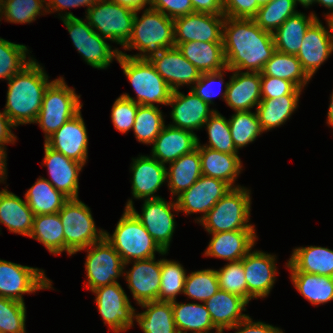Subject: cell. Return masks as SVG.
<instances>
[{
	"mask_svg": "<svg viewBox=\"0 0 333 333\" xmlns=\"http://www.w3.org/2000/svg\"><path fill=\"white\" fill-rule=\"evenodd\" d=\"M117 61L134 87L137 100L126 93L122 94V97L139 105L155 106L154 103L168 104L173 90L157 73L149 60H139L120 54Z\"/></svg>",
	"mask_w": 333,
	"mask_h": 333,
	"instance_id": "cell-5",
	"label": "cell"
},
{
	"mask_svg": "<svg viewBox=\"0 0 333 333\" xmlns=\"http://www.w3.org/2000/svg\"><path fill=\"white\" fill-rule=\"evenodd\" d=\"M79 98L74 89L66 85L63 77L51 81L35 122L44 131L45 140L80 112L82 104Z\"/></svg>",
	"mask_w": 333,
	"mask_h": 333,
	"instance_id": "cell-7",
	"label": "cell"
},
{
	"mask_svg": "<svg viewBox=\"0 0 333 333\" xmlns=\"http://www.w3.org/2000/svg\"><path fill=\"white\" fill-rule=\"evenodd\" d=\"M172 310L178 333H187L189 330L193 333H209L212 329H216V333H221L214 326L205 304H179L173 301Z\"/></svg>",
	"mask_w": 333,
	"mask_h": 333,
	"instance_id": "cell-35",
	"label": "cell"
},
{
	"mask_svg": "<svg viewBox=\"0 0 333 333\" xmlns=\"http://www.w3.org/2000/svg\"><path fill=\"white\" fill-rule=\"evenodd\" d=\"M224 15L194 12L173 20L175 43H223Z\"/></svg>",
	"mask_w": 333,
	"mask_h": 333,
	"instance_id": "cell-15",
	"label": "cell"
},
{
	"mask_svg": "<svg viewBox=\"0 0 333 333\" xmlns=\"http://www.w3.org/2000/svg\"><path fill=\"white\" fill-rule=\"evenodd\" d=\"M225 181L202 175L190 188L177 196L179 211L186 214L203 212L200 222L212 207L231 189Z\"/></svg>",
	"mask_w": 333,
	"mask_h": 333,
	"instance_id": "cell-16",
	"label": "cell"
},
{
	"mask_svg": "<svg viewBox=\"0 0 333 333\" xmlns=\"http://www.w3.org/2000/svg\"><path fill=\"white\" fill-rule=\"evenodd\" d=\"M25 303L0 296V333H26Z\"/></svg>",
	"mask_w": 333,
	"mask_h": 333,
	"instance_id": "cell-50",
	"label": "cell"
},
{
	"mask_svg": "<svg viewBox=\"0 0 333 333\" xmlns=\"http://www.w3.org/2000/svg\"><path fill=\"white\" fill-rule=\"evenodd\" d=\"M235 328L238 329V332L236 333H283L282 330L277 327H273L272 325H268L263 322H253L249 316H247L243 321L238 322L231 329Z\"/></svg>",
	"mask_w": 333,
	"mask_h": 333,
	"instance_id": "cell-57",
	"label": "cell"
},
{
	"mask_svg": "<svg viewBox=\"0 0 333 333\" xmlns=\"http://www.w3.org/2000/svg\"><path fill=\"white\" fill-rule=\"evenodd\" d=\"M291 280L298 292L313 305L333 300V277L291 272Z\"/></svg>",
	"mask_w": 333,
	"mask_h": 333,
	"instance_id": "cell-41",
	"label": "cell"
},
{
	"mask_svg": "<svg viewBox=\"0 0 333 333\" xmlns=\"http://www.w3.org/2000/svg\"><path fill=\"white\" fill-rule=\"evenodd\" d=\"M255 230H234L212 233L205 256L222 258L230 262L240 261L255 244Z\"/></svg>",
	"mask_w": 333,
	"mask_h": 333,
	"instance_id": "cell-26",
	"label": "cell"
},
{
	"mask_svg": "<svg viewBox=\"0 0 333 333\" xmlns=\"http://www.w3.org/2000/svg\"><path fill=\"white\" fill-rule=\"evenodd\" d=\"M175 46L201 73L227 70L223 43L191 41Z\"/></svg>",
	"mask_w": 333,
	"mask_h": 333,
	"instance_id": "cell-29",
	"label": "cell"
},
{
	"mask_svg": "<svg viewBox=\"0 0 333 333\" xmlns=\"http://www.w3.org/2000/svg\"><path fill=\"white\" fill-rule=\"evenodd\" d=\"M315 2H318L319 4L324 5L325 7H327L328 9H330L332 11V13L330 15H327V19L333 15V0H315Z\"/></svg>",
	"mask_w": 333,
	"mask_h": 333,
	"instance_id": "cell-64",
	"label": "cell"
},
{
	"mask_svg": "<svg viewBox=\"0 0 333 333\" xmlns=\"http://www.w3.org/2000/svg\"><path fill=\"white\" fill-rule=\"evenodd\" d=\"M61 16L73 44L83 56L87 64L97 69H105L110 65L113 58L118 59L120 51L112 50L96 31L87 23L77 18L71 12Z\"/></svg>",
	"mask_w": 333,
	"mask_h": 333,
	"instance_id": "cell-10",
	"label": "cell"
},
{
	"mask_svg": "<svg viewBox=\"0 0 333 333\" xmlns=\"http://www.w3.org/2000/svg\"><path fill=\"white\" fill-rule=\"evenodd\" d=\"M270 1H271V0H253V2H257V5H258L259 7L266 5V4L269 3Z\"/></svg>",
	"mask_w": 333,
	"mask_h": 333,
	"instance_id": "cell-66",
	"label": "cell"
},
{
	"mask_svg": "<svg viewBox=\"0 0 333 333\" xmlns=\"http://www.w3.org/2000/svg\"><path fill=\"white\" fill-rule=\"evenodd\" d=\"M164 126L162 112L157 106H138L133 130L139 142L153 144Z\"/></svg>",
	"mask_w": 333,
	"mask_h": 333,
	"instance_id": "cell-42",
	"label": "cell"
},
{
	"mask_svg": "<svg viewBox=\"0 0 333 333\" xmlns=\"http://www.w3.org/2000/svg\"><path fill=\"white\" fill-rule=\"evenodd\" d=\"M167 105L173 107L171 117L175 125L171 124L170 126L191 132L194 129L202 128L208 118L215 112V110H209V104L192 90L186 96L178 90L173 91Z\"/></svg>",
	"mask_w": 333,
	"mask_h": 333,
	"instance_id": "cell-20",
	"label": "cell"
},
{
	"mask_svg": "<svg viewBox=\"0 0 333 333\" xmlns=\"http://www.w3.org/2000/svg\"><path fill=\"white\" fill-rule=\"evenodd\" d=\"M58 213L64 229V251L69 255L104 238L105 231L97 232L90 208L78 198H69Z\"/></svg>",
	"mask_w": 333,
	"mask_h": 333,
	"instance_id": "cell-8",
	"label": "cell"
},
{
	"mask_svg": "<svg viewBox=\"0 0 333 333\" xmlns=\"http://www.w3.org/2000/svg\"><path fill=\"white\" fill-rule=\"evenodd\" d=\"M34 216L26 201L6 189L0 191V223L10 232L29 237Z\"/></svg>",
	"mask_w": 333,
	"mask_h": 333,
	"instance_id": "cell-30",
	"label": "cell"
},
{
	"mask_svg": "<svg viewBox=\"0 0 333 333\" xmlns=\"http://www.w3.org/2000/svg\"><path fill=\"white\" fill-rule=\"evenodd\" d=\"M316 19L317 17L313 13L309 17L299 12L290 16L273 33L276 51L296 56L306 30Z\"/></svg>",
	"mask_w": 333,
	"mask_h": 333,
	"instance_id": "cell-34",
	"label": "cell"
},
{
	"mask_svg": "<svg viewBox=\"0 0 333 333\" xmlns=\"http://www.w3.org/2000/svg\"><path fill=\"white\" fill-rule=\"evenodd\" d=\"M45 156L43 163L48 167L51 181L58 191L68 198H78V176L82 163L64 156L44 144Z\"/></svg>",
	"mask_w": 333,
	"mask_h": 333,
	"instance_id": "cell-24",
	"label": "cell"
},
{
	"mask_svg": "<svg viewBox=\"0 0 333 333\" xmlns=\"http://www.w3.org/2000/svg\"><path fill=\"white\" fill-rule=\"evenodd\" d=\"M186 276L185 270L181 264L162 259L158 301H176V295L184 292Z\"/></svg>",
	"mask_w": 333,
	"mask_h": 333,
	"instance_id": "cell-45",
	"label": "cell"
},
{
	"mask_svg": "<svg viewBox=\"0 0 333 333\" xmlns=\"http://www.w3.org/2000/svg\"><path fill=\"white\" fill-rule=\"evenodd\" d=\"M223 48L227 69L261 72L276 51L273 33L262 30L254 19L225 17Z\"/></svg>",
	"mask_w": 333,
	"mask_h": 333,
	"instance_id": "cell-1",
	"label": "cell"
},
{
	"mask_svg": "<svg viewBox=\"0 0 333 333\" xmlns=\"http://www.w3.org/2000/svg\"><path fill=\"white\" fill-rule=\"evenodd\" d=\"M95 301L104 324L115 333L126 331L133 325L135 309L118 282L94 289Z\"/></svg>",
	"mask_w": 333,
	"mask_h": 333,
	"instance_id": "cell-14",
	"label": "cell"
},
{
	"mask_svg": "<svg viewBox=\"0 0 333 333\" xmlns=\"http://www.w3.org/2000/svg\"><path fill=\"white\" fill-rule=\"evenodd\" d=\"M27 50L25 45L0 38V79L10 80L32 62V58L26 61Z\"/></svg>",
	"mask_w": 333,
	"mask_h": 333,
	"instance_id": "cell-48",
	"label": "cell"
},
{
	"mask_svg": "<svg viewBox=\"0 0 333 333\" xmlns=\"http://www.w3.org/2000/svg\"><path fill=\"white\" fill-rule=\"evenodd\" d=\"M133 262L132 269L126 272V279L137 304L158 301L162 260L155 262L154 257Z\"/></svg>",
	"mask_w": 333,
	"mask_h": 333,
	"instance_id": "cell-21",
	"label": "cell"
},
{
	"mask_svg": "<svg viewBox=\"0 0 333 333\" xmlns=\"http://www.w3.org/2000/svg\"><path fill=\"white\" fill-rule=\"evenodd\" d=\"M250 195L244 187L231 188L199 222L212 233L234 230H255L250 219Z\"/></svg>",
	"mask_w": 333,
	"mask_h": 333,
	"instance_id": "cell-6",
	"label": "cell"
},
{
	"mask_svg": "<svg viewBox=\"0 0 333 333\" xmlns=\"http://www.w3.org/2000/svg\"><path fill=\"white\" fill-rule=\"evenodd\" d=\"M45 0H0L1 14L10 23H31L40 14Z\"/></svg>",
	"mask_w": 333,
	"mask_h": 333,
	"instance_id": "cell-49",
	"label": "cell"
},
{
	"mask_svg": "<svg viewBox=\"0 0 333 333\" xmlns=\"http://www.w3.org/2000/svg\"><path fill=\"white\" fill-rule=\"evenodd\" d=\"M15 126L9 117L3 112L0 113V145L12 143L16 140V136L11 133V127Z\"/></svg>",
	"mask_w": 333,
	"mask_h": 333,
	"instance_id": "cell-60",
	"label": "cell"
},
{
	"mask_svg": "<svg viewBox=\"0 0 333 333\" xmlns=\"http://www.w3.org/2000/svg\"><path fill=\"white\" fill-rule=\"evenodd\" d=\"M260 7L253 0H224L223 15L231 18L253 19Z\"/></svg>",
	"mask_w": 333,
	"mask_h": 333,
	"instance_id": "cell-55",
	"label": "cell"
},
{
	"mask_svg": "<svg viewBox=\"0 0 333 333\" xmlns=\"http://www.w3.org/2000/svg\"><path fill=\"white\" fill-rule=\"evenodd\" d=\"M291 272L333 277V250L325 247H299L286 265Z\"/></svg>",
	"mask_w": 333,
	"mask_h": 333,
	"instance_id": "cell-31",
	"label": "cell"
},
{
	"mask_svg": "<svg viewBox=\"0 0 333 333\" xmlns=\"http://www.w3.org/2000/svg\"><path fill=\"white\" fill-rule=\"evenodd\" d=\"M197 144L198 137L195 133L170 125L164 126L153 142L152 157L164 165L170 164L182 155L191 153Z\"/></svg>",
	"mask_w": 333,
	"mask_h": 333,
	"instance_id": "cell-25",
	"label": "cell"
},
{
	"mask_svg": "<svg viewBox=\"0 0 333 333\" xmlns=\"http://www.w3.org/2000/svg\"><path fill=\"white\" fill-rule=\"evenodd\" d=\"M328 119H327V123L333 127V92H332V95H331V103H330V106H329V110H328Z\"/></svg>",
	"mask_w": 333,
	"mask_h": 333,
	"instance_id": "cell-63",
	"label": "cell"
},
{
	"mask_svg": "<svg viewBox=\"0 0 333 333\" xmlns=\"http://www.w3.org/2000/svg\"><path fill=\"white\" fill-rule=\"evenodd\" d=\"M201 176L199 143L195 150L182 155L170 163L169 170H166V178H169L168 186L173 195H180L183 191L190 188Z\"/></svg>",
	"mask_w": 333,
	"mask_h": 333,
	"instance_id": "cell-33",
	"label": "cell"
},
{
	"mask_svg": "<svg viewBox=\"0 0 333 333\" xmlns=\"http://www.w3.org/2000/svg\"><path fill=\"white\" fill-rule=\"evenodd\" d=\"M219 290L216 270L205 269L192 272L185 278L184 294L190 298L206 302Z\"/></svg>",
	"mask_w": 333,
	"mask_h": 333,
	"instance_id": "cell-46",
	"label": "cell"
},
{
	"mask_svg": "<svg viewBox=\"0 0 333 333\" xmlns=\"http://www.w3.org/2000/svg\"><path fill=\"white\" fill-rule=\"evenodd\" d=\"M326 20L330 32L317 18L306 30L303 42L296 55L303 70L310 78L333 52L332 29L329 20Z\"/></svg>",
	"mask_w": 333,
	"mask_h": 333,
	"instance_id": "cell-17",
	"label": "cell"
},
{
	"mask_svg": "<svg viewBox=\"0 0 333 333\" xmlns=\"http://www.w3.org/2000/svg\"><path fill=\"white\" fill-rule=\"evenodd\" d=\"M260 75L291 81L300 89L310 80L297 56L278 51H275L272 57L265 63Z\"/></svg>",
	"mask_w": 333,
	"mask_h": 333,
	"instance_id": "cell-39",
	"label": "cell"
},
{
	"mask_svg": "<svg viewBox=\"0 0 333 333\" xmlns=\"http://www.w3.org/2000/svg\"><path fill=\"white\" fill-rule=\"evenodd\" d=\"M137 13L138 11L133 20L131 37L123 47L125 50L134 48L145 54L131 56L120 51L121 55L148 60L163 49L175 46L173 19L150 7L146 8L140 19ZM146 52H149V55Z\"/></svg>",
	"mask_w": 333,
	"mask_h": 333,
	"instance_id": "cell-3",
	"label": "cell"
},
{
	"mask_svg": "<svg viewBox=\"0 0 333 333\" xmlns=\"http://www.w3.org/2000/svg\"><path fill=\"white\" fill-rule=\"evenodd\" d=\"M228 120L234 146L243 148L253 142L263 132L257 113L251 111L235 112Z\"/></svg>",
	"mask_w": 333,
	"mask_h": 333,
	"instance_id": "cell-44",
	"label": "cell"
},
{
	"mask_svg": "<svg viewBox=\"0 0 333 333\" xmlns=\"http://www.w3.org/2000/svg\"><path fill=\"white\" fill-rule=\"evenodd\" d=\"M131 169L133 171V179L131 181L133 196L136 199L147 197V199L160 198L153 194L167 179V168L165 165L153 157L141 155L139 158L133 159Z\"/></svg>",
	"mask_w": 333,
	"mask_h": 333,
	"instance_id": "cell-27",
	"label": "cell"
},
{
	"mask_svg": "<svg viewBox=\"0 0 333 333\" xmlns=\"http://www.w3.org/2000/svg\"><path fill=\"white\" fill-rule=\"evenodd\" d=\"M294 1H295V4H297L296 2H299V3H301V5H303L306 8L315 2V0H294Z\"/></svg>",
	"mask_w": 333,
	"mask_h": 333,
	"instance_id": "cell-65",
	"label": "cell"
},
{
	"mask_svg": "<svg viewBox=\"0 0 333 333\" xmlns=\"http://www.w3.org/2000/svg\"><path fill=\"white\" fill-rule=\"evenodd\" d=\"M4 145H0V182L3 181L6 174V151H4Z\"/></svg>",
	"mask_w": 333,
	"mask_h": 333,
	"instance_id": "cell-62",
	"label": "cell"
},
{
	"mask_svg": "<svg viewBox=\"0 0 333 333\" xmlns=\"http://www.w3.org/2000/svg\"><path fill=\"white\" fill-rule=\"evenodd\" d=\"M219 289L236 294L248 302L247 282L243 267V258L240 261L230 262L219 271L216 270Z\"/></svg>",
	"mask_w": 333,
	"mask_h": 333,
	"instance_id": "cell-51",
	"label": "cell"
},
{
	"mask_svg": "<svg viewBox=\"0 0 333 333\" xmlns=\"http://www.w3.org/2000/svg\"><path fill=\"white\" fill-rule=\"evenodd\" d=\"M50 83L35 60L8 80L4 113L15 126L36 122L45 90Z\"/></svg>",
	"mask_w": 333,
	"mask_h": 333,
	"instance_id": "cell-2",
	"label": "cell"
},
{
	"mask_svg": "<svg viewBox=\"0 0 333 333\" xmlns=\"http://www.w3.org/2000/svg\"><path fill=\"white\" fill-rule=\"evenodd\" d=\"M44 271L0 259V296L24 303L22 294L50 289Z\"/></svg>",
	"mask_w": 333,
	"mask_h": 333,
	"instance_id": "cell-12",
	"label": "cell"
},
{
	"mask_svg": "<svg viewBox=\"0 0 333 333\" xmlns=\"http://www.w3.org/2000/svg\"><path fill=\"white\" fill-rule=\"evenodd\" d=\"M98 0H48L49 3H46V9H48L45 12L48 13L52 12V10L54 9L55 11H60V10H64L66 8H70V7H79V6H87V10L92 7ZM51 7V11L49 10V8Z\"/></svg>",
	"mask_w": 333,
	"mask_h": 333,
	"instance_id": "cell-59",
	"label": "cell"
},
{
	"mask_svg": "<svg viewBox=\"0 0 333 333\" xmlns=\"http://www.w3.org/2000/svg\"><path fill=\"white\" fill-rule=\"evenodd\" d=\"M139 104L125 97H118L112 106L111 120L122 133L133 129Z\"/></svg>",
	"mask_w": 333,
	"mask_h": 333,
	"instance_id": "cell-52",
	"label": "cell"
},
{
	"mask_svg": "<svg viewBox=\"0 0 333 333\" xmlns=\"http://www.w3.org/2000/svg\"><path fill=\"white\" fill-rule=\"evenodd\" d=\"M25 199L34 215H47L58 213L69 198L48 179L40 178L26 192Z\"/></svg>",
	"mask_w": 333,
	"mask_h": 333,
	"instance_id": "cell-36",
	"label": "cell"
},
{
	"mask_svg": "<svg viewBox=\"0 0 333 333\" xmlns=\"http://www.w3.org/2000/svg\"><path fill=\"white\" fill-rule=\"evenodd\" d=\"M30 238L41 242L55 255L64 251V229L59 213L35 215Z\"/></svg>",
	"mask_w": 333,
	"mask_h": 333,
	"instance_id": "cell-40",
	"label": "cell"
},
{
	"mask_svg": "<svg viewBox=\"0 0 333 333\" xmlns=\"http://www.w3.org/2000/svg\"><path fill=\"white\" fill-rule=\"evenodd\" d=\"M199 155L202 175L221 179L233 188L234 179L242 170L241 161L237 154L199 147Z\"/></svg>",
	"mask_w": 333,
	"mask_h": 333,
	"instance_id": "cell-32",
	"label": "cell"
},
{
	"mask_svg": "<svg viewBox=\"0 0 333 333\" xmlns=\"http://www.w3.org/2000/svg\"><path fill=\"white\" fill-rule=\"evenodd\" d=\"M148 60L173 91L183 84H195L202 74L176 46L163 49Z\"/></svg>",
	"mask_w": 333,
	"mask_h": 333,
	"instance_id": "cell-18",
	"label": "cell"
},
{
	"mask_svg": "<svg viewBox=\"0 0 333 333\" xmlns=\"http://www.w3.org/2000/svg\"><path fill=\"white\" fill-rule=\"evenodd\" d=\"M135 14V11L110 0H98L87 10L86 19L102 38L124 46L131 37Z\"/></svg>",
	"mask_w": 333,
	"mask_h": 333,
	"instance_id": "cell-9",
	"label": "cell"
},
{
	"mask_svg": "<svg viewBox=\"0 0 333 333\" xmlns=\"http://www.w3.org/2000/svg\"><path fill=\"white\" fill-rule=\"evenodd\" d=\"M116 4L127 7L133 11H140L147 4H150V0H110Z\"/></svg>",
	"mask_w": 333,
	"mask_h": 333,
	"instance_id": "cell-61",
	"label": "cell"
},
{
	"mask_svg": "<svg viewBox=\"0 0 333 333\" xmlns=\"http://www.w3.org/2000/svg\"><path fill=\"white\" fill-rule=\"evenodd\" d=\"M146 311L135 314L144 333H178L173 318L172 302L150 301L140 304Z\"/></svg>",
	"mask_w": 333,
	"mask_h": 333,
	"instance_id": "cell-37",
	"label": "cell"
},
{
	"mask_svg": "<svg viewBox=\"0 0 333 333\" xmlns=\"http://www.w3.org/2000/svg\"><path fill=\"white\" fill-rule=\"evenodd\" d=\"M194 12L223 15L224 0H190Z\"/></svg>",
	"mask_w": 333,
	"mask_h": 333,
	"instance_id": "cell-58",
	"label": "cell"
},
{
	"mask_svg": "<svg viewBox=\"0 0 333 333\" xmlns=\"http://www.w3.org/2000/svg\"><path fill=\"white\" fill-rule=\"evenodd\" d=\"M85 269L88 277V288H96L117 282V277L123 274L124 263L113 246L103 238L88 246Z\"/></svg>",
	"mask_w": 333,
	"mask_h": 333,
	"instance_id": "cell-13",
	"label": "cell"
},
{
	"mask_svg": "<svg viewBox=\"0 0 333 333\" xmlns=\"http://www.w3.org/2000/svg\"><path fill=\"white\" fill-rule=\"evenodd\" d=\"M222 78V71L202 73L200 79L196 82L195 86H192L191 90L207 104H212V98L216 96V94H214L211 84L219 81L218 83H220L221 87L224 81Z\"/></svg>",
	"mask_w": 333,
	"mask_h": 333,
	"instance_id": "cell-56",
	"label": "cell"
},
{
	"mask_svg": "<svg viewBox=\"0 0 333 333\" xmlns=\"http://www.w3.org/2000/svg\"><path fill=\"white\" fill-rule=\"evenodd\" d=\"M300 94L283 95L274 99H261L256 113L263 131L271 130L286 122L297 108Z\"/></svg>",
	"mask_w": 333,
	"mask_h": 333,
	"instance_id": "cell-38",
	"label": "cell"
},
{
	"mask_svg": "<svg viewBox=\"0 0 333 333\" xmlns=\"http://www.w3.org/2000/svg\"><path fill=\"white\" fill-rule=\"evenodd\" d=\"M149 5L173 20L194 13L190 0H150Z\"/></svg>",
	"mask_w": 333,
	"mask_h": 333,
	"instance_id": "cell-54",
	"label": "cell"
},
{
	"mask_svg": "<svg viewBox=\"0 0 333 333\" xmlns=\"http://www.w3.org/2000/svg\"><path fill=\"white\" fill-rule=\"evenodd\" d=\"M45 144L85 165L88 155V137L81 111L47 138Z\"/></svg>",
	"mask_w": 333,
	"mask_h": 333,
	"instance_id": "cell-19",
	"label": "cell"
},
{
	"mask_svg": "<svg viewBox=\"0 0 333 333\" xmlns=\"http://www.w3.org/2000/svg\"><path fill=\"white\" fill-rule=\"evenodd\" d=\"M260 78L262 99H274L283 95L300 94L301 92V89L291 81L266 75H260Z\"/></svg>",
	"mask_w": 333,
	"mask_h": 333,
	"instance_id": "cell-53",
	"label": "cell"
},
{
	"mask_svg": "<svg viewBox=\"0 0 333 333\" xmlns=\"http://www.w3.org/2000/svg\"><path fill=\"white\" fill-rule=\"evenodd\" d=\"M294 0H271L261 6L255 17L256 24L265 31L274 33L292 15L296 14Z\"/></svg>",
	"mask_w": 333,
	"mask_h": 333,
	"instance_id": "cell-43",
	"label": "cell"
},
{
	"mask_svg": "<svg viewBox=\"0 0 333 333\" xmlns=\"http://www.w3.org/2000/svg\"><path fill=\"white\" fill-rule=\"evenodd\" d=\"M234 71L231 80L225 84L223 98L228 106L236 112L250 111L261 101V78L260 72Z\"/></svg>",
	"mask_w": 333,
	"mask_h": 333,
	"instance_id": "cell-23",
	"label": "cell"
},
{
	"mask_svg": "<svg viewBox=\"0 0 333 333\" xmlns=\"http://www.w3.org/2000/svg\"><path fill=\"white\" fill-rule=\"evenodd\" d=\"M208 135H209V145L201 146L199 139V147H207L219 152L229 153V154H237L238 150L234 146L229 122L226 120L225 117H223L221 114H219L217 111H215L205 122Z\"/></svg>",
	"mask_w": 333,
	"mask_h": 333,
	"instance_id": "cell-47",
	"label": "cell"
},
{
	"mask_svg": "<svg viewBox=\"0 0 333 333\" xmlns=\"http://www.w3.org/2000/svg\"><path fill=\"white\" fill-rule=\"evenodd\" d=\"M126 209L135 215L158 246L167 252L175 229L174 214L171 213V209L179 211L177 203L170 202L169 204L161 197L145 199L142 215H140L133 207L132 200H129Z\"/></svg>",
	"mask_w": 333,
	"mask_h": 333,
	"instance_id": "cell-11",
	"label": "cell"
},
{
	"mask_svg": "<svg viewBox=\"0 0 333 333\" xmlns=\"http://www.w3.org/2000/svg\"><path fill=\"white\" fill-rule=\"evenodd\" d=\"M214 326L222 333L224 329H231L248 315L242 314L248 302L233 293L219 289L205 303Z\"/></svg>",
	"mask_w": 333,
	"mask_h": 333,
	"instance_id": "cell-28",
	"label": "cell"
},
{
	"mask_svg": "<svg viewBox=\"0 0 333 333\" xmlns=\"http://www.w3.org/2000/svg\"><path fill=\"white\" fill-rule=\"evenodd\" d=\"M274 255L261 251L248 252L243 258L247 282L248 302L250 299L266 297L275 282L276 266Z\"/></svg>",
	"mask_w": 333,
	"mask_h": 333,
	"instance_id": "cell-22",
	"label": "cell"
},
{
	"mask_svg": "<svg viewBox=\"0 0 333 333\" xmlns=\"http://www.w3.org/2000/svg\"><path fill=\"white\" fill-rule=\"evenodd\" d=\"M329 22H330V25H331V29H332V35H333V15H331L329 18H328Z\"/></svg>",
	"mask_w": 333,
	"mask_h": 333,
	"instance_id": "cell-67",
	"label": "cell"
},
{
	"mask_svg": "<svg viewBox=\"0 0 333 333\" xmlns=\"http://www.w3.org/2000/svg\"><path fill=\"white\" fill-rule=\"evenodd\" d=\"M104 238L121 256L124 265H127L132 259L154 258L155 251L162 255L167 253L158 246L143 224L126 208L113 235L109 236L105 231Z\"/></svg>",
	"mask_w": 333,
	"mask_h": 333,
	"instance_id": "cell-4",
	"label": "cell"
}]
</instances>
